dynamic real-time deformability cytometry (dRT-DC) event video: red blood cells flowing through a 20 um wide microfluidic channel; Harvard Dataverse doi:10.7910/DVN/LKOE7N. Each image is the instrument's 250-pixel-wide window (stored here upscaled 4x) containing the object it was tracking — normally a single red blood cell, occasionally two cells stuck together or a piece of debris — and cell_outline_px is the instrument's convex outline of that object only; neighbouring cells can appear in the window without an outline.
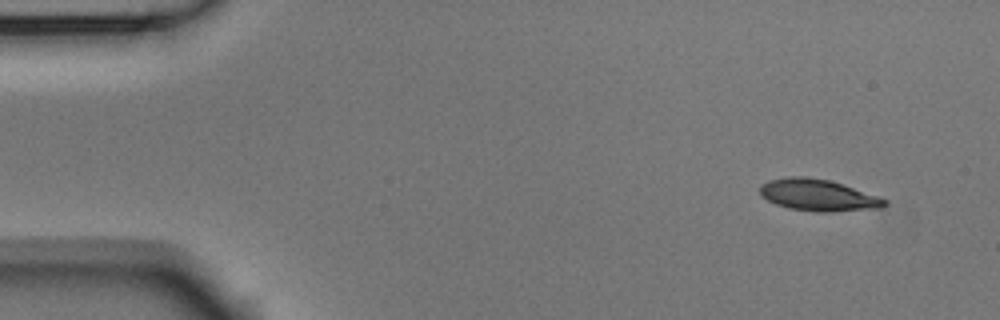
{"species": "Egyptian fruit bat (a non-hibernating species)", "species_latin": "Rousettus aegyptiacus", "temperature_condition": "room temperature", "stored_images_in_passage": 4, "camera_frame_rate_fps": 3000, "um_per_image_px": 0.085, "animal": {"sex": "male"}, "frame": {"image": 1, "passage_image": 1, "time_ms": 0.0, "image_size_px": [1000, 320], "cell_outline_px": [[888, 204], [880, 208], [832, 212], [816, 212], [788, 208], [776, 204], [760, 196], [760, 184], [768, 180], [792, 176], [804, 176], [828, 180], [880, 196], [888, 200]], "centroid_in_image_um": [69.54, 16.59], "position_along_channel_um": 15.5, "area_um2": 23.12}}
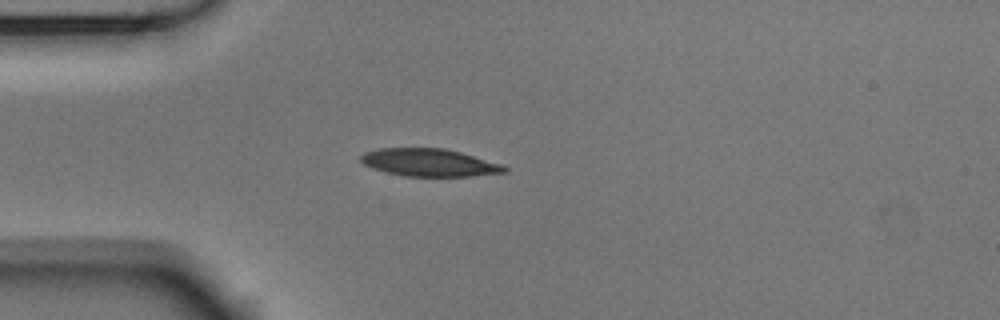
{"frame": {"image": 2, "passage_image": 4, "time_ms": 1.0, "image_size_px": [1000, 320], "cell_outline_px": [[508, 172], [472, 176], [404, 176], [372, 168], [364, 164], [360, 160], [360, 156], [364, 152], [380, 148], [444, 148], [460, 152], [504, 164], [508, 168]], "centroid_in_image_um": [36.53, 13.81], "position_along_channel_um": 48.5, "area_um2": 23.18}}